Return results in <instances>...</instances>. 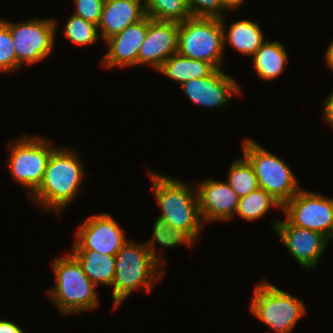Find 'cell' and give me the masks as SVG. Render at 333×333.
<instances>
[{"label":"cell","instance_id":"cell-1","mask_svg":"<svg viewBox=\"0 0 333 333\" xmlns=\"http://www.w3.org/2000/svg\"><path fill=\"white\" fill-rule=\"evenodd\" d=\"M69 148L57 147L51 153L42 183L30 196L43 211L60 215L81 189L86 170L76 151Z\"/></svg>","mask_w":333,"mask_h":333},{"label":"cell","instance_id":"cell-2","mask_svg":"<svg viewBox=\"0 0 333 333\" xmlns=\"http://www.w3.org/2000/svg\"><path fill=\"white\" fill-rule=\"evenodd\" d=\"M149 176L154 197L162 210L158 217L186 233L196 243L205 223L200 216L194 186L156 171H149Z\"/></svg>","mask_w":333,"mask_h":333},{"label":"cell","instance_id":"cell-3","mask_svg":"<svg viewBox=\"0 0 333 333\" xmlns=\"http://www.w3.org/2000/svg\"><path fill=\"white\" fill-rule=\"evenodd\" d=\"M127 240L115 255V276L112 283L114 309L134 291L150 293L152 287L166 275L164 268L153 258L147 246Z\"/></svg>","mask_w":333,"mask_h":333},{"label":"cell","instance_id":"cell-4","mask_svg":"<svg viewBox=\"0 0 333 333\" xmlns=\"http://www.w3.org/2000/svg\"><path fill=\"white\" fill-rule=\"evenodd\" d=\"M52 268L56 282L48 293L60 313L72 315L99 306L97 287L69 252L55 258Z\"/></svg>","mask_w":333,"mask_h":333},{"label":"cell","instance_id":"cell-5","mask_svg":"<svg viewBox=\"0 0 333 333\" xmlns=\"http://www.w3.org/2000/svg\"><path fill=\"white\" fill-rule=\"evenodd\" d=\"M249 311L277 333H292L297 322L307 313L302 300L266 279L254 286Z\"/></svg>","mask_w":333,"mask_h":333},{"label":"cell","instance_id":"cell-6","mask_svg":"<svg viewBox=\"0 0 333 333\" xmlns=\"http://www.w3.org/2000/svg\"><path fill=\"white\" fill-rule=\"evenodd\" d=\"M242 145L243 156L253 166L259 188L284 206L301 189L289 165L251 138Z\"/></svg>","mask_w":333,"mask_h":333},{"label":"cell","instance_id":"cell-7","mask_svg":"<svg viewBox=\"0 0 333 333\" xmlns=\"http://www.w3.org/2000/svg\"><path fill=\"white\" fill-rule=\"evenodd\" d=\"M223 51V29L219 18L191 17L179 23V54L207 61L216 69H221Z\"/></svg>","mask_w":333,"mask_h":333},{"label":"cell","instance_id":"cell-8","mask_svg":"<svg viewBox=\"0 0 333 333\" xmlns=\"http://www.w3.org/2000/svg\"><path fill=\"white\" fill-rule=\"evenodd\" d=\"M8 143L11 153L7 166L12 178L26 186L31 196L41 185L48 160L57 147L41 136L26 135Z\"/></svg>","mask_w":333,"mask_h":333},{"label":"cell","instance_id":"cell-9","mask_svg":"<svg viewBox=\"0 0 333 333\" xmlns=\"http://www.w3.org/2000/svg\"><path fill=\"white\" fill-rule=\"evenodd\" d=\"M10 29L16 55V71L22 65L35 64L54 50L57 22L55 19H34L13 23L2 20Z\"/></svg>","mask_w":333,"mask_h":333},{"label":"cell","instance_id":"cell-10","mask_svg":"<svg viewBox=\"0 0 333 333\" xmlns=\"http://www.w3.org/2000/svg\"><path fill=\"white\" fill-rule=\"evenodd\" d=\"M282 210L291 224L333 237V198L301 188Z\"/></svg>","mask_w":333,"mask_h":333},{"label":"cell","instance_id":"cell-11","mask_svg":"<svg viewBox=\"0 0 333 333\" xmlns=\"http://www.w3.org/2000/svg\"><path fill=\"white\" fill-rule=\"evenodd\" d=\"M72 250H94L115 256L127 242L123 228L110 213L88 217L75 233Z\"/></svg>","mask_w":333,"mask_h":333},{"label":"cell","instance_id":"cell-12","mask_svg":"<svg viewBox=\"0 0 333 333\" xmlns=\"http://www.w3.org/2000/svg\"><path fill=\"white\" fill-rule=\"evenodd\" d=\"M271 225L285 248L302 268L311 270L317 266L330 242L324 234L295 226L286 218L284 221H274Z\"/></svg>","mask_w":333,"mask_h":333},{"label":"cell","instance_id":"cell-13","mask_svg":"<svg viewBox=\"0 0 333 333\" xmlns=\"http://www.w3.org/2000/svg\"><path fill=\"white\" fill-rule=\"evenodd\" d=\"M224 72L216 69L209 76L192 79L179 86L186 98L194 104L204 108H221L232 101L234 95L242 93L240 84Z\"/></svg>","mask_w":333,"mask_h":333},{"label":"cell","instance_id":"cell-14","mask_svg":"<svg viewBox=\"0 0 333 333\" xmlns=\"http://www.w3.org/2000/svg\"><path fill=\"white\" fill-rule=\"evenodd\" d=\"M179 23L156 21L148 16V28L138 56V65H149L158 71L162 64L178 51Z\"/></svg>","mask_w":333,"mask_h":333},{"label":"cell","instance_id":"cell-15","mask_svg":"<svg viewBox=\"0 0 333 333\" xmlns=\"http://www.w3.org/2000/svg\"><path fill=\"white\" fill-rule=\"evenodd\" d=\"M196 188L203 223L233 219L240 197L226 181L205 179Z\"/></svg>","mask_w":333,"mask_h":333},{"label":"cell","instance_id":"cell-16","mask_svg":"<svg viewBox=\"0 0 333 333\" xmlns=\"http://www.w3.org/2000/svg\"><path fill=\"white\" fill-rule=\"evenodd\" d=\"M147 28L148 16H145L138 23L105 40L108 50L103 56L101 66L105 68L137 66V56L145 40Z\"/></svg>","mask_w":333,"mask_h":333},{"label":"cell","instance_id":"cell-17","mask_svg":"<svg viewBox=\"0 0 333 333\" xmlns=\"http://www.w3.org/2000/svg\"><path fill=\"white\" fill-rule=\"evenodd\" d=\"M145 16L144 0H105L98 23L102 42Z\"/></svg>","mask_w":333,"mask_h":333},{"label":"cell","instance_id":"cell-18","mask_svg":"<svg viewBox=\"0 0 333 333\" xmlns=\"http://www.w3.org/2000/svg\"><path fill=\"white\" fill-rule=\"evenodd\" d=\"M223 29L224 50L229 42L232 48L244 56H252L266 38L258 22L252 20H238L226 27L225 16L221 19Z\"/></svg>","mask_w":333,"mask_h":333},{"label":"cell","instance_id":"cell-19","mask_svg":"<svg viewBox=\"0 0 333 333\" xmlns=\"http://www.w3.org/2000/svg\"><path fill=\"white\" fill-rule=\"evenodd\" d=\"M253 68L261 80L270 81L280 76L288 62V55L283 44L277 40L266 39L251 56Z\"/></svg>","mask_w":333,"mask_h":333},{"label":"cell","instance_id":"cell-20","mask_svg":"<svg viewBox=\"0 0 333 333\" xmlns=\"http://www.w3.org/2000/svg\"><path fill=\"white\" fill-rule=\"evenodd\" d=\"M69 253L79 262L84 273L97 287L99 284L112 287L115 276V256L94 250H72Z\"/></svg>","mask_w":333,"mask_h":333},{"label":"cell","instance_id":"cell-21","mask_svg":"<svg viewBox=\"0 0 333 333\" xmlns=\"http://www.w3.org/2000/svg\"><path fill=\"white\" fill-rule=\"evenodd\" d=\"M215 70L207 61L191 59L176 52L162 64L158 72L181 85L192 79L209 76Z\"/></svg>","mask_w":333,"mask_h":333},{"label":"cell","instance_id":"cell-22","mask_svg":"<svg viewBox=\"0 0 333 333\" xmlns=\"http://www.w3.org/2000/svg\"><path fill=\"white\" fill-rule=\"evenodd\" d=\"M153 258L164 268L166 262L161 256L162 253H157V246L160 245L162 248H173L178 245L186 244L187 246L193 247L195 242L183 231L175 229L168 225V223L157 217L153 225V236L151 240L144 242ZM158 255V256H157Z\"/></svg>","mask_w":333,"mask_h":333},{"label":"cell","instance_id":"cell-23","mask_svg":"<svg viewBox=\"0 0 333 333\" xmlns=\"http://www.w3.org/2000/svg\"><path fill=\"white\" fill-rule=\"evenodd\" d=\"M144 11L156 21L181 23L192 17L187 0H144Z\"/></svg>","mask_w":333,"mask_h":333},{"label":"cell","instance_id":"cell-24","mask_svg":"<svg viewBox=\"0 0 333 333\" xmlns=\"http://www.w3.org/2000/svg\"><path fill=\"white\" fill-rule=\"evenodd\" d=\"M271 207L281 208L282 205L265 190L258 188L240 198L235 215L249 221L263 217Z\"/></svg>","mask_w":333,"mask_h":333},{"label":"cell","instance_id":"cell-25","mask_svg":"<svg viewBox=\"0 0 333 333\" xmlns=\"http://www.w3.org/2000/svg\"><path fill=\"white\" fill-rule=\"evenodd\" d=\"M226 180L240 198L259 188L253 166L244 156L230 165Z\"/></svg>","mask_w":333,"mask_h":333},{"label":"cell","instance_id":"cell-26","mask_svg":"<svg viewBox=\"0 0 333 333\" xmlns=\"http://www.w3.org/2000/svg\"><path fill=\"white\" fill-rule=\"evenodd\" d=\"M64 31L65 37L78 46L90 45L101 39L97 25L74 14L67 20Z\"/></svg>","mask_w":333,"mask_h":333},{"label":"cell","instance_id":"cell-27","mask_svg":"<svg viewBox=\"0 0 333 333\" xmlns=\"http://www.w3.org/2000/svg\"><path fill=\"white\" fill-rule=\"evenodd\" d=\"M192 17L219 18L232 10L223 0H187Z\"/></svg>","mask_w":333,"mask_h":333},{"label":"cell","instance_id":"cell-28","mask_svg":"<svg viewBox=\"0 0 333 333\" xmlns=\"http://www.w3.org/2000/svg\"><path fill=\"white\" fill-rule=\"evenodd\" d=\"M16 70V55L9 27L0 19V73Z\"/></svg>","mask_w":333,"mask_h":333},{"label":"cell","instance_id":"cell-29","mask_svg":"<svg viewBox=\"0 0 333 333\" xmlns=\"http://www.w3.org/2000/svg\"><path fill=\"white\" fill-rule=\"evenodd\" d=\"M74 15L98 26L105 0H73Z\"/></svg>","mask_w":333,"mask_h":333},{"label":"cell","instance_id":"cell-30","mask_svg":"<svg viewBox=\"0 0 333 333\" xmlns=\"http://www.w3.org/2000/svg\"><path fill=\"white\" fill-rule=\"evenodd\" d=\"M330 93L331 94L328 95L324 102L322 115L327 125H329V127L333 129V91Z\"/></svg>","mask_w":333,"mask_h":333},{"label":"cell","instance_id":"cell-31","mask_svg":"<svg viewBox=\"0 0 333 333\" xmlns=\"http://www.w3.org/2000/svg\"><path fill=\"white\" fill-rule=\"evenodd\" d=\"M0 333H24L22 328L13 321L0 320Z\"/></svg>","mask_w":333,"mask_h":333},{"label":"cell","instance_id":"cell-32","mask_svg":"<svg viewBox=\"0 0 333 333\" xmlns=\"http://www.w3.org/2000/svg\"><path fill=\"white\" fill-rule=\"evenodd\" d=\"M325 61L328 67L333 70V40L330 42V44L327 47L326 53H325Z\"/></svg>","mask_w":333,"mask_h":333},{"label":"cell","instance_id":"cell-33","mask_svg":"<svg viewBox=\"0 0 333 333\" xmlns=\"http://www.w3.org/2000/svg\"><path fill=\"white\" fill-rule=\"evenodd\" d=\"M232 10L240 7L245 0H223Z\"/></svg>","mask_w":333,"mask_h":333}]
</instances>
